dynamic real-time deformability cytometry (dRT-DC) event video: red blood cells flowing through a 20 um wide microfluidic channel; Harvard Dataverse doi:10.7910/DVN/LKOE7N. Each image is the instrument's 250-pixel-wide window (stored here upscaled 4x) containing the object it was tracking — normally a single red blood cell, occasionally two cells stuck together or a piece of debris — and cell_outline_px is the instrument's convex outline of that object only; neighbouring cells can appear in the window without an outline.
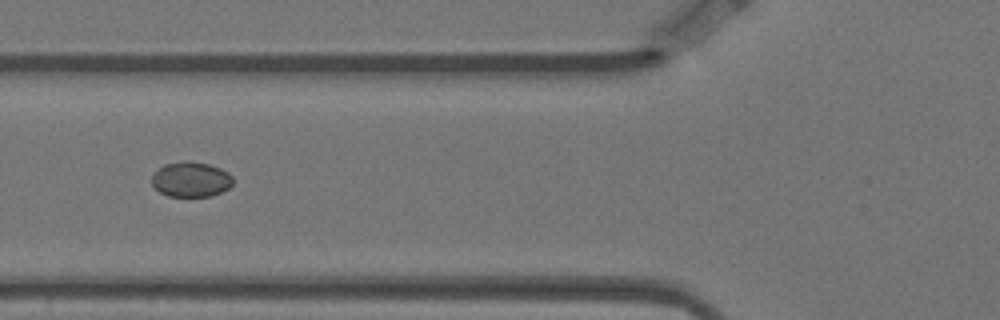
{"species": "Egyptian fruit bat (a non-hibernating species)", "species_latin": "Rousettus aegyptiacus", "temperature_condition": "warm", "stored_images_in_passage": 13, "camera_frame_rate_fps": 3000, "um_per_image_px": 0.085, "animal": {"sex": "female"}, "frame": {"image": 1, "passage_image": 5, "time_ms": 1.333, "image_size_px": [1000, 320], "cell_outline_px": [[232, 184], [228, 188], [212, 196], [168, 196], [160, 192], [152, 184], [152, 172], [164, 164], [184, 160], [208, 164], [220, 168], [228, 172], [232, 176]], "centroid_in_image_um": [16.2, 15.24], "position_along_channel_um": 109.6, "area_um2": 16.65}}
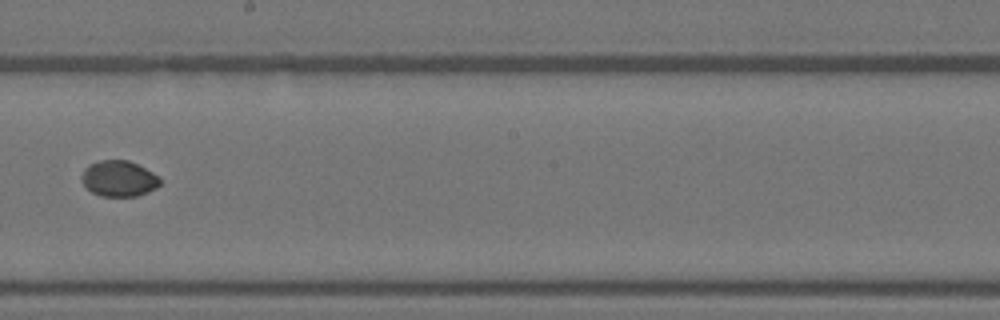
{"frame": {"image": 2, "passage_image": 8, "time_ms": 2.333, "image_size_px": [1000, 320], "cell_outline_px": [[160, 184], [156, 188], [148, 192], [136, 196], [100, 196], [92, 192], [80, 180], [80, 176], [84, 168], [88, 164], [100, 160], [128, 160], [152, 172], [160, 180]], "centroid_in_image_um": [10.06, 15.18], "position_along_channel_um": 238.1, "area_um2": 16.36}}
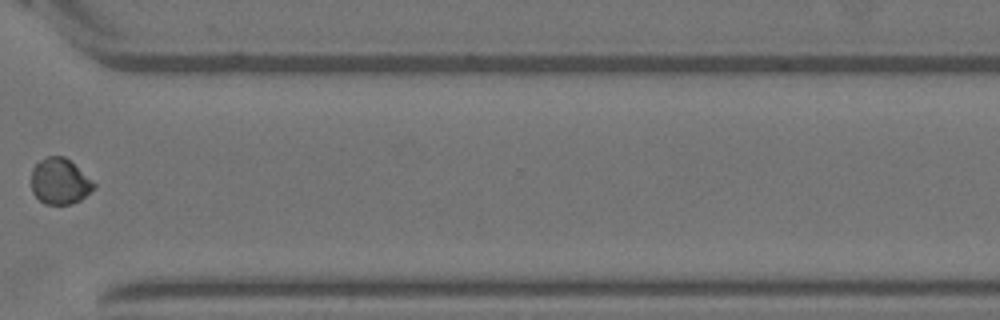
{"frame": {"image": 3, "passage_image": 11, "time_ms": 3.333, "image_size_px": [1000, 320], "cell_outline_px": [[96, 184], [80, 200], [72, 204], [44, 204], [32, 192], [32, 168], [40, 160], [48, 156], [64, 156], [92, 180]], "centroid_in_image_um": [5.05, 15.41], "position_along_channel_um": 365.5, "area_um2": 16.42}}